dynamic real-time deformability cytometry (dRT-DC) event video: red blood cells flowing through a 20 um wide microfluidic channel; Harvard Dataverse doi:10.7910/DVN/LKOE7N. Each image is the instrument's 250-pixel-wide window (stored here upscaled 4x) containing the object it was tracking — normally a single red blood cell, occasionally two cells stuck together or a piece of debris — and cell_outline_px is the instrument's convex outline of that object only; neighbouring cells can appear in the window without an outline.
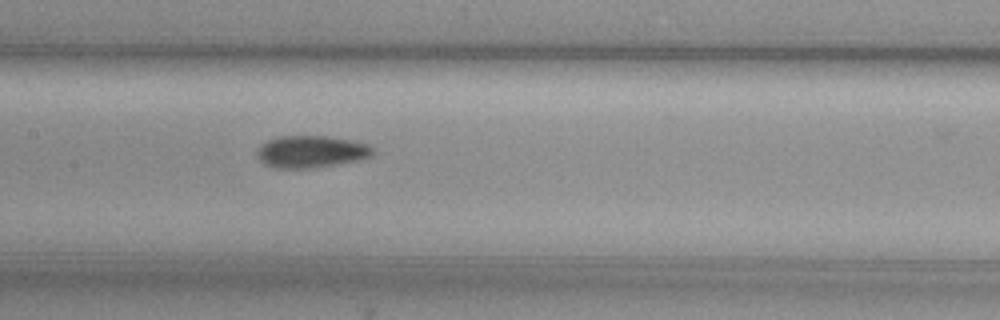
{"species": "common noctule bat (a hibernating species)", "species_latin": "Nyctalus noctula", "temperature_condition": "cold", "stored_images_in_passage": 32, "camera_frame_rate_fps": 3000, "um_per_image_px": 0.085, "animal": {"sex": "female", "body_mass_g": 29.2, "forearm_length_mm": 56.3}, "frame": {"image": 1, "passage_image": 10, "time_ms": 3.0, "image_size_px": [1000, 320], "cell_outline_px": [[372, 152], [368, 156], [356, 160], [308, 168], [276, 168], [264, 164], [256, 156], [256, 152], [260, 144], [276, 136], [328, 136], [368, 144], [372, 148]], "centroid_in_image_um": [26.34, 12.87], "position_along_channel_um": 181.1, "area_um2": 21.27}, "authors_computed_cell_mechanics": {"area_um2": 21.1548, "velocity_mm_per_s": 3.7237, "shape_relaxation_time_tau1_ms": 4.7965, "shape_relaxation_time_tau2_ms": 4.0156, "deformation_change_tau1": 0.126, "deformation_change_tau2": 0.0633}}